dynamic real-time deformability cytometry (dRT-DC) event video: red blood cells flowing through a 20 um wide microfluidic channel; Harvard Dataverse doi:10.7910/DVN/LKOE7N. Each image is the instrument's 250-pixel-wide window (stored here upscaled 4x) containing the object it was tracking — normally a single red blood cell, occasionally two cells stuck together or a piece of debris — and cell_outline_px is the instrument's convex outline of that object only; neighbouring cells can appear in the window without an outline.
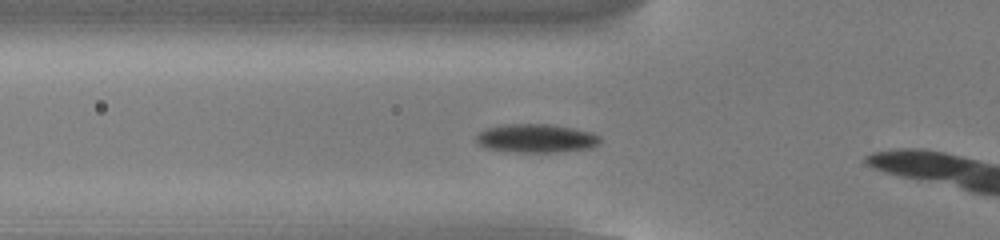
{"species": "common noctule bat (a hibernating species)", "species_latin": "Nyctalus noctula", "temperature_condition": "cold", "stored_images_in_passage": 13, "camera_frame_rate_fps": 3000, "um_per_image_px": 0.085, "animal": {"sex": "male", "body_mass_g": 13.0, "forearm_length_mm": 53.1}, "frame": {"image": 1, "passage_image": 8, "time_ms": 2.333, "image_size_px": [1000, 240], "cell_outline_px": [[600, 144], [592, 148], [560, 152], [520, 152], [488, 148], [480, 144], [476, 140], [476, 136], [480, 132], [488, 128], [504, 124], [548, 124], [572, 128], [592, 132], [600, 136]], "centroid_in_image_um": [45.64, 11.76], "position_along_channel_um": 80.2, "area_um2": 20.52}}
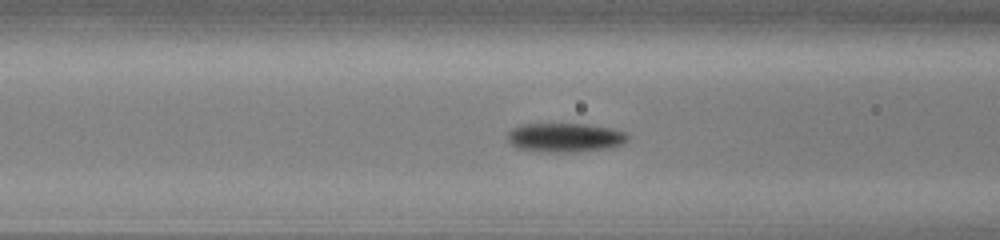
{"frame": {"image": 2, "passage_image": 11, "time_ms": 3.333, "image_size_px": [1000, 240], "cell_outline_px": [[628, 136], [620, 144], [608, 148], [576, 152], [536, 152], [516, 148], [508, 140], [508, 132], [512, 128], [524, 124], [584, 124], [612, 128], [624, 132]], "centroid_in_image_um": [47.96, 11.7], "position_along_channel_um": 118.6, "area_um2": 20.29}}